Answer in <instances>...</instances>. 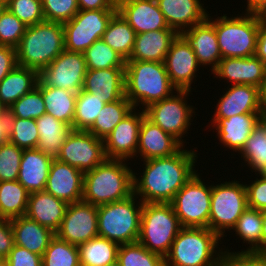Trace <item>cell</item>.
<instances>
[{
	"label": "cell",
	"mask_w": 266,
	"mask_h": 266,
	"mask_svg": "<svg viewBox=\"0 0 266 266\" xmlns=\"http://www.w3.org/2000/svg\"><path fill=\"white\" fill-rule=\"evenodd\" d=\"M36 87L42 92L46 113L69 124L73 129L77 93L61 88L46 87L40 80Z\"/></svg>",
	"instance_id": "cell-34"
},
{
	"label": "cell",
	"mask_w": 266,
	"mask_h": 266,
	"mask_svg": "<svg viewBox=\"0 0 266 266\" xmlns=\"http://www.w3.org/2000/svg\"><path fill=\"white\" fill-rule=\"evenodd\" d=\"M253 181L245 184L248 207L266 211V179L260 176L259 179L256 177Z\"/></svg>",
	"instance_id": "cell-50"
},
{
	"label": "cell",
	"mask_w": 266,
	"mask_h": 266,
	"mask_svg": "<svg viewBox=\"0 0 266 266\" xmlns=\"http://www.w3.org/2000/svg\"><path fill=\"white\" fill-rule=\"evenodd\" d=\"M29 192L18 181L0 182V218L11 220L27 212Z\"/></svg>",
	"instance_id": "cell-36"
},
{
	"label": "cell",
	"mask_w": 266,
	"mask_h": 266,
	"mask_svg": "<svg viewBox=\"0 0 266 266\" xmlns=\"http://www.w3.org/2000/svg\"><path fill=\"white\" fill-rule=\"evenodd\" d=\"M212 74L231 85H252L266 91V65L256 56L222 58Z\"/></svg>",
	"instance_id": "cell-19"
},
{
	"label": "cell",
	"mask_w": 266,
	"mask_h": 266,
	"mask_svg": "<svg viewBox=\"0 0 266 266\" xmlns=\"http://www.w3.org/2000/svg\"><path fill=\"white\" fill-rule=\"evenodd\" d=\"M215 266H266L260 256L225 254Z\"/></svg>",
	"instance_id": "cell-52"
},
{
	"label": "cell",
	"mask_w": 266,
	"mask_h": 266,
	"mask_svg": "<svg viewBox=\"0 0 266 266\" xmlns=\"http://www.w3.org/2000/svg\"><path fill=\"white\" fill-rule=\"evenodd\" d=\"M264 96H265V116H266V91L264 92Z\"/></svg>",
	"instance_id": "cell-67"
},
{
	"label": "cell",
	"mask_w": 266,
	"mask_h": 266,
	"mask_svg": "<svg viewBox=\"0 0 266 266\" xmlns=\"http://www.w3.org/2000/svg\"><path fill=\"white\" fill-rule=\"evenodd\" d=\"M192 91L177 90L174 95L157 101L144 109L146 117L154 124L158 125L163 131L171 134L183 146V136L190 129L191 118L195 109L194 106L188 105L186 99ZM175 93L177 95H175Z\"/></svg>",
	"instance_id": "cell-11"
},
{
	"label": "cell",
	"mask_w": 266,
	"mask_h": 266,
	"mask_svg": "<svg viewBox=\"0 0 266 266\" xmlns=\"http://www.w3.org/2000/svg\"><path fill=\"white\" fill-rule=\"evenodd\" d=\"M0 1L7 5L10 0H0Z\"/></svg>",
	"instance_id": "cell-68"
},
{
	"label": "cell",
	"mask_w": 266,
	"mask_h": 266,
	"mask_svg": "<svg viewBox=\"0 0 266 266\" xmlns=\"http://www.w3.org/2000/svg\"><path fill=\"white\" fill-rule=\"evenodd\" d=\"M39 132L37 149L56 159L61 146L73 130L69 124L57 120L50 114L35 119Z\"/></svg>",
	"instance_id": "cell-32"
},
{
	"label": "cell",
	"mask_w": 266,
	"mask_h": 266,
	"mask_svg": "<svg viewBox=\"0 0 266 266\" xmlns=\"http://www.w3.org/2000/svg\"><path fill=\"white\" fill-rule=\"evenodd\" d=\"M126 161V162H125ZM128 160L105 159L93 170L84 173L82 200L102 205L127 199L134 194V172Z\"/></svg>",
	"instance_id": "cell-2"
},
{
	"label": "cell",
	"mask_w": 266,
	"mask_h": 266,
	"mask_svg": "<svg viewBox=\"0 0 266 266\" xmlns=\"http://www.w3.org/2000/svg\"><path fill=\"white\" fill-rule=\"evenodd\" d=\"M23 149L10 141L0 144V182L18 178Z\"/></svg>",
	"instance_id": "cell-46"
},
{
	"label": "cell",
	"mask_w": 266,
	"mask_h": 266,
	"mask_svg": "<svg viewBox=\"0 0 266 266\" xmlns=\"http://www.w3.org/2000/svg\"><path fill=\"white\" fill-rule=\"evenodd\" d=\"M266 251V211H262L261 255Z\"/></svg>",
	"instance_id": "cell-59"
},
{
	"label": "cell",
	"mask_w": 266,
	"mask_h": 266,
	"mask_svg": "<svg viewBox=\"0 0 266 266\" xmlns=\"http://www.w3.org/2000/svg\"><path fill=\"white\" fill-rule=\"evenodd\" d=\"M182 147L185 148L176 138L163 131L146 116L142 119L136 158L139 154L142 158L141 161L169 157L177 153Z\"/></svg>",
	"instance_id": "cell-22"
},
{
	"label": "cell",
	"mask_w": 266,
	"mask_h": 266,
	"mask_svg": "<svg viewBox=\"0 0 266 266\" xmlns=\"http://www.w3.org/2000/svg\"><path fill=\"white\" fill-rule=\"evenodd\" d=\"M79 10L117 9V0H78Z\"/></svg>",
	"instance_id": "cell-55"
},
{
	"label": "cell",
	"mask_w": 266,
	"mask_h": 266,
	"mask_svg": "<svg viewBox=\"0 0 266 266\" xmlns=\"http://www.w3.org/2000/svg\"><path fill=\"white\" fill-rule=\"evenodd\" d=\"M64 50L63 23L45 20L27 26L16 48L17 65L40 73Z\"/></svg>",
	"instance_id": "cell-4"
},
{
	"label": "cell",
	"mask_w": 266,
	"mask_h": 266,
	"mask_svg": "<svg viewBox=\"0 0 266 266\" xmlns=\"http://www.w3.org/2000/svg\"><path fill=\"white\" fill-rule=\"evenodd\" d=\"M180 35L194 51L198 63L203 67L212 66L210 69L212 72L222 59L214 25L206 18L202 23L181 32Z\"/></svg>",
	"instance_id": "cell-23"
},
{
	"label": "cell",
	"mask_w": 266,
	"mask_h": 266,
	"mask_svg": "<svg viewBox=\"0 0 266 266\" xmlns=\"http://www.w3.org/2000/svg\"><path fill=\"white\" fill-rule=\"evenodd\" d=\"M7 112V109L0 102V116L4 115Z\"/></svg>",
	"instance_id": "cell-62"
},
{
	"label": "cell",
	"mask_w": 266,
	"mask_h": 266,
	"mask_svg": "<svg viewBox=\"0 0 266 266\" xmlns=\"http://www.w3.org/2000/svg\"><path fill=\"white\" fill-rule=\"evenodd\" d=\"M53 160L37 148L24 149L17 180L29 193L44 191Z\"/></svg>",
	"instance_id": "cell-29"
},
{
	"label": "cell",
	"mask_w": 266,
	"mask_h": 266,
	"mask_svg": "<svg viewBox=\"0 0 266 266\" xmlns=\"http://www.w3.org/2000/svg\"><path fill=\"white\" fill-rule=\"evenodd\" d=\"M9 266H42V256L28 249L14 245L6 258Z\"/></svg>",
	"instance_id": "cell-51"
},
{
	"label": "cell",
	"mask_w": 266,
	"mask_h": 266,
	"mask_svg": "<svg viewBox=\"0 0 266 266\" xmlns=\"http://www.w3.org/2000/svg\"><path fill=\"white\" fill-rule=\"evenodd\" d=\"M38 80L36 70L17 65L0 82V102L8 110L13 103L31 92Z\"/></svg>",
	"instance_id": "cell-31"
},
{
	"label": "cell",
	"mask_w": 266,
	"mask_h": 266,
	"mask_svg": "<svg viewBox=\"0 0 266 266\" xmlns=\"http://www.w3.org/2000/svg\"><path fill=\"white\" fill-rule=\"evenodd\" d=\"M82 90L104 103L125 97V68L87 70Z\"/></svg>",
	"instance_id": "cell-24"
},
{
	"label": "cell",
	"mask_w": 266,
	"mask_h": 266,
	"mask_svg": "<svg viewBox=\"0 0 266 266\" xmlns=\"http://www.w3.org/2000/svg\"><path fill=\"white\" fill-rule=\"evenodd\" d=\"M120 266H165V258L146 249L141 243L120 244L117 252Z\"/></svg>",
	"instance_id": "cell-42"
},
{
	"label": "cell",
	"mask_w": 266,
	"mask_h": 266,
	"mask_svg": "<svg viewBox=\"0 0 266 266\" xmlns=\"http://www.w3.org/2000/svg\"><path fill=\"white\" fill-rule=\"evenodd\" d=\"M249 170L257 174L266 165V116L254 126L246 145L239 153ZM257 172V173H256Z\"/></svg>",
	"instance_id": "cell-39"
},
{
	"label": "cell",
	"mask_w": 266,
	"mask_h": 266,
	"mask_svg": "<svg viewBox=\"0 0 266 266\" xmlns=\"http://www.w3.org/2000/svg\"><path fill=\"white\" fill-rule=\"evenodd\" d=\"M246 12L259 15L266 9V0H247Z\"/></svg>",
	"instance_id": "cell-57"
},
{
	"label": "cell",
	"mask_w": 266,
	"mask_h": 266,
	"mask_svg": "<svg viewBox=\"0 0 266 266\" xmlns=\"http://www.w3.org/2000/svg\"><path fill=\"white\" fill-rule=\"evenodd\" d=\"M88 70L125 68L126 60L102 39L96 40L83 52Z\"/></svg>",
	"instance_id": "cell-41"
},
{
	"label": "cell",
	"mask_w": 266,
	"mask_h": 266,
	"mask_svg": "<svg viewBox=\"0 0 266 266\" xmlns=\"http://www.w3.org/2000/svg\"><path fill=\"white\" fill-rule=\"evenodd\" d=\"M183 149V150H182ZM196 150L183 147L169 157L152 158L143 161L142 176L134 172V194L143 203H170L176 193L197 172ZM195 164V165H194Z\"/></svg>",
	"instance_id": "cell-1"
},
{
	"label": "cell",
	"mask_w": 266,
	"mask_h": 266,
	"mask_svg": "<svg viewBox=\"0 0 266 266\" xmlns=\"http://www.w3.org/2000/svg\"><path fill=\"white\" fill-rule=\"evenodd\" d=\"M9 118L37 119L46 113L42 92L35 87L7 110Z\"/></svg>",
	"instance_id": "cell-45"
},
{
	"label": "cell",
	"mask_w": 266,
	"mask_h": 266,
	"mask_svg": "<svg viewBox=\"0 0 266 266\" xmlns=\"http://www.w3.org/2000/svg\"><path fill=\"white\" fill-rule=\"evenodd\" d=\"M223 94L217 100L213 119H228L239 114H265L264 91L258 87L229 85Z\"/></svg>",
	"instance_id": "cell-16"
},
{
	"label": "cell",
	"mask_w": 266,
	"mask_h": 266,
	"mask_svg": "<svg viewBox=\"0 0 266 266\" xmlns=\"http://www.w3.org/2000/svg\"><path fill=\"white\" fill-rule=\"evenodd\" d=\"M46 21L64 23L78 12V0H41Z\"/></svg>",
	"instance_id": "cell-48"
},
{
	"label": "cell",
	"mask_w": 266,
	"mask_h": 266,
	"mask_svg": "<svg viewBox=\"0 0 266 266\" xmlns=\"http://www.w3.org/2000/svg\"><path fill=\"white\" fill-rule=\"evenodd\" d=\"M239 182L234 179L231 182L212 184L208 228L222 239L226 237L224 233L232 230L248 207L245 183Z\"/></svg>",
	"instance_id": "cell-9"
},
{
	"label": "cell",
	"mask_w": 266,
	"mask_h": 266,
	"mask_svg": "<svg viewBox=\"0 0 266 266\" xmlns=\"http://www.w3.org/2000/svg\"><path fill=\"white\" fill-rule=\"evenodd\" d=\"M164 64L172 85L177 90H192L193 79L201 65L186 40L178 34L173 40Z\"/></svg>",
	"instance_id": "cell-18"
},
{
	"label": "cell",
	"mask_w": 266,
	"mask_h": 266,
	"mask_svg": "<svg viewBox=\"0 0 266 266\" xmlns=\"http://www.w3.org/2000/svg\"><path fill=\"white\" fill-rule=\"evenodd\" d=\"M255 56L266 65V24L260 19Z\"/></svg>",
	"instance_id": "cell-56"
},
{
	"label": "cell",
	"mask_w": 266,
	"mask_h": 266,
	"mask_svg": "<svg viewBox=\"0 0 266 266\" xmlns=\"http://www.w3.org/2000/svg\"><path fill=\"white\" fill-rule=\"evenodd\" d=\"M106 103L94 94L80 90L76 97L73 130L88 131Z\"/></svg>",
	"instance_id": "cell-40"
},
{
	"label": "cell",
	"mask_w": 266,
	"mask_h": 266,
	"mask_svg": "<svg viewBox=\"0 0 266 266\" xmlns=\"http://www.w3.org/2000/svg\"><path fill=\"white\" fill-rule=\"evenodd\" d=\"M232 230L244 241L243 243L246 242L250 246L241 252L226 250L225 254L261 256L262 211L247 207Z\"/></svg>",
	"instance_id": "cell-33"
},
{
	"label": "cell",
	"mask_w": 266,
	"mask_h": 266,
	"mask_svg": "<svg viewBox=\"0 0 266 266\" xmlns=\"http://www.w3.org/2000/svg\"><path fill=\"white\" fill-rule=\"evenodd\" d=\"M39 132L35 119L9 118L8 141L21 149H32L38 145Z\"/></svg>",
	"instance_id": "cell-44"
},
{
	"label": "cell",
	"mask_w": 266,
	"mask_h": 266,
	"mask_svg": "<svg viewBox=\"0 0 266 266\" xmlns=\"http://www.w3.org/2000/svg\"><path fill=\"white\" fill-rule=\"evenodd\" d=\"M133 194L127 199L98 206V236L120 244L137 242L143 202ZM140 200V202H139ZM137 202V203H136Z\"/></svg>",
	"instance_id": "cell-7"
},
{
	"label": "cell",
	"mask_w": 266,
	"mask_h": 266,
	"mask_svg": "<svg viewBox=\"0 0 266 266\" xmlns=\"http://www.w3.org/2000/svg\"><path fill=\"white\" fill-rule=\"evenodd\" d=\"M26 28L27 25L6 8L0 16V45L16 49Z\"/></svg>",
	"instance_id": "cell-47"
},
{
	"label": "cell",
	"mask_w": 266,
	"mask_h": 266,
	"mask_svg": "<svg viewBox=\"0 0 266 266\" xmlns=\"http://www.w3.org/2000/svg\"><path fill=\"white\" fill-rule=\"evenodd\" d=\"M107 266H120V263L116 260L115 262L110 263Z\"/></svg>",
	"instance_id": "cell-65"
},
{
	"label": "cell",
	"mask_w": 266,
	"mask_h": 266,
	"mask_svg": "<svg viewBox=\"0 0 266 266\" xmlns=\"http://www.w3.org/2000/svg\"><path fill=\"white\" fill-rule=\"evenodd\" d=\"M87 70L83 53L64 50L39 73V80L46 87L78 93L83 88Z\"/></svg>",
	"instance_id": "cell-14"
},
{
	"label": "cell",
	"mask_w": 266,
	"mask_h": 266,
	"mask_svg": "<svg viewBox=\"0 0 266 266\" xmlns=\"http://www.w3.org/2000/svg\"><path fill=\"white\" fill-rule=\"evenodd\" d=\"M135 36L134 29L117 11L109 21L101 39L127 61L134 47Z\"/></svg>",
	"instance_id": "cell-35"
},
{
	"label": "cell",
	"mask_w": 266,
	"mask_h": 266,
	"mask_svg": "<svg viewBox=\"0 0 266 266\" xmlns=\"http://www.w3.org/2000/svg\"><path fill=\"white\" fill-rule=\"evenodd\" d=\"M117 11L136 34L171 29L156 0H117Z\"/></svg>",
	"instance_id": "cell-21"
},
{
	"label": "cell",
	"mask_w": 266,
	"mask_h": 266,
	"mask_svg": "<svg viewBox=\"0 0 266 266\" xmlns=\"http://www.w3.org/2000/svg\"><path fill=\"white\" fill-rule=\"evenodd\" d=\"M177 89L172 85L164 62L126 61L125 97L134 108H147L154 102L171 96Z\"/></svg>",
	"instance_id": "cell-3"
},
{
	"label": "cell",
	"mask_w": 266,
	"mask_h": 266,
	"mask_svg": "<svg viewBox=\"0 0 266 266\" xmlns=\"http://www.w3.org/2000/svg\"><path fill=\"white\" fill-rule=\"evenodd\" d=\"M258 177L261 176L262 178L266 179V165L258 172Z\"/></svg>",
	"instance_id": "cell-60"
},
{
	"label": "cell",
	"mask_w": 266,
	"mask_h": 266,
	"mask_svg": "<svg viewBox=\"0 0 266 266\" xmlns=\"http://www.w3.org/2000/svg\"><path fill=\"white\" fill-rule=\"evenodd\" d=\"M221 237L203 227H182L169 253L164 257L165 266H215L225 255L219 248Z\"/></svg>",
	"instance_id": "cell-5"
},
{
	"label": "cell",
	"mask_w": 266,
	"mask_h": 266,
	"mask_svg": "<svg viewBox=\"0 0 266 266\" xmlns=\"http://www.w3.org/2000/svg\"><path fill=\"white\" fill-rule=\"evenodd\" d=\"M117 9L79 10L63 23L64 49L83 53L96 40L101 39Z\"/></svg>",
	"instance_id": "cell-12"
},
{
	"label": "cell",
	"mask_w": 266,
	"mask_h": 266,
	"mask_svg": "<svg viewBox=\"0 0 266 266\" xmlns=\"http://www.w3.org/2000/svg\"><path fill=\"white\" fill-rule=\"evenodd\" d=\"M84 173L54 159L50 166L45 191L67 204L79 202L83 195Z\"/></svg>",
	"instance_id": "cell-20"
},
{
	"label": "cell",
	"mask_w": 266,
	"mask_h": 266,
	"mask_svg": "<svg viewBox=\"0 0 266 266\" xmlns=\"http://www.w3.org/2000/svg\"><path fill=\"white\" fill-rule=\"evenodd\" d=\"M259 16H260L261 21H262L263 23L266 24V9H264V10L259 14Z\"/></svg>",
	"instance_id": "cell-61"
},
{
	"label": "cell",
	"mask_w": 266,
	"mask_h": 266,
	"mask_svg": "<svg viewBox=\"0 0 266 266\" xmlns=\"http://www.w3.org/2000/svg\"><path fill=\"white\" fill-rule=\"evenodd\" d=\"M263 262L266 264V251L260 256Z\"/></svg>",
	"instance_id": "cell-66"
},
{
	"label": "cell",
	"mask_w": 266,
	"mask_h": 266,
	"mask_svg": "<svg viewBox=\"0 0 266 266\" xmlns=\"http://www.w3.org/2000/svg\"><path fill=\"white\" fill-rule=\"evenodd\" d=\"M265 114H239L228 119H212L213 129L224 148L240 153L246 145L254 126Z\"/></svg>",
	"instance_id": "cell-26"
},
{
	"label": "cell",
	"mask_w": 266,
	"mask_h": 266,
	"mask_svg": "<svg viewBox=\"0 0 266 266\" xmlns=\"http://www.w3.org/2000/svg\"><path fill=\"white\" fill-rule=\"evenodd\" d=\"M178 33L173 29L153 30L135 36L134 47L127 61L164 62Z\"/></svg>",
	"instance_id": "cell-27"
},
{
	"label": "cell",
	"mask_w": 266,
	"mask_h": 266,
	"mask_svg": "<svg viewBox=\"0 0 266 266\" xmlns=\"http://www.w3.org/2000/svg\"><path fill=\"white\" fill-rule=\"evenodd\" d=\"M80 266H107L117 260L119 244L100 236L78 246Z\"/></svg>",
	"instance_id": "cell-37"
},
{
	"label": "cell",
	"mask_w": 266,
	"mask_h": 266,
	"mask_svg": "<svg viewBox=\"0 0 266 266\" xmlns=\"http://www.w3.org/2000/svg\"><path fill=\"white\" fill-rule=\"evenodd\" d=\"M136 110L134 108L104 139V152L107 159H128L129 161L135 158L140 125L146 116L143 109L140 112Z\"/></svg>",
	"instance_id": "cell-17"
},
{
	"label": "cell",
	"mask_w": 266,
	"mask_h": 266,
	"mask_svg": "<svg viewBox=\"0 0 266 266\" xmlns=\"http://www.w3.org/2000/svg\"><path fill=\"white\" fill-rule=\"evenodd\" d=\"M156 1L167 25L178 34L202 23L209 13L200 0Z\"/></svg>",
	"instance_id": "cell-25"
},
{
	"label": "cell",
	"mask_w": 266,
	"mask_h": 266,
	"mask_svg": "<svg viewBox=\"0 0 266 266\" xmlns=\"http://www.w3.org/2000/svg\"><path fill=\"white\" fill-rule=\"evenodd\" d=\"M42 266H80L78 246L55 235L42 255Z\"/></svg>",
	"instance_id": "cell-43"
},
{
	"label": "cell",
	"mask_w": 266,
	"mask_h": 266,
	"mask_svg": "<svg viewBox=\"0 0 266 266\" xmlns=\"http://www.w3.org/2000/svg\"><path fill=\"white\" fill-rule=\"evenodd\" d=\"M98 206L83 200L68 204L55 235L70 244L79 246L98 236Z\"/></svg>",
	"instance_id": "cell-15"
},
{
	"label": "cell",
	"mask_w": 266,
	"mask_h": 266,
	"mask_svg": "<svg viewBox=\"0 0 266 266\" xmlns=\"http://www.w3.org/2000/svg\"><path fill=\"white\" fill-rule=\"evenodd\" d=\"M199 175L196 172L170 202L182 227L208 228L212 185H205Z\"/></svg>",
	"instance_id": "cell-10"
},
{
	"label": "cell",
	"mask_w": 266,
	"mask_h": 266,
	"mask_svg": "<svg viewBox=\"0 0 266 266\" xmlns=\"http://www.w3.org/2000/svg\"><path fill=\"white\" fill-rule=\"evenodd\" d=\"M133 109V105L126 97L106 103L88 132L104 140Z\"/></svg>",
	"instance_id": "cell-38"
},
{
	"label": "cell",
	"mask_w": 266,
	"mask_h": 266,
	"mask_svg": "<svg viewBox=\"0 0 266 266\" xmlns=\"http://www.w3.org/2000/svg\"><path fill=\"white\" fill-rule=\"evenodd\" d=\"M68 204L44 191L29 193L26 216L54 233L59 229Z\"/></svg>",
	"instance_id": "cell-28"
},
{
	"label": "cell",
	"mask_w": 266,
	"mask_h": 266,
	"mask_svg": "<svg viewBox=\"0 0 266 266\" xmlns=\"http://www.w3.org/2000/svg\"><path fill=\"white\" fill-rule=\"evenodd\" d=\"M6 8L27 26L45 21L41 0H10Z\"/></svg>",
	"instance_id": "cell-49"
},
{
	"label": "cell",
	"mask_w": 266,
	"mask_h": 266,
	"mask_svg": "<svg viewBox=\"0 0 266 266\" xmlns=\"http://www.w3.org/2000/svg\"><path fill=\"white\" fill-rule=\"evenodd\" d=\"M182 226L170 203H143L138 242L165 257Z\"/></svg>",
	"instance_id": "cell-8"
},
{
	"label": "cell",
	"mask_w": 266,
	"mask_h": 266,
	"mask_svg": "<svg viewBox=\"0 0 266 266\" xmlns=\"http://www.w3.org/2000/svg\"><path fill=\"white\" fill-rule=\"evenodd\" d=\"M17 66L16 49L0 45V82Z\"/></svg>",
	"instance_id": "cell-54"
},
{
	"label": "cell",
	"mask_w": 266,
	"mask_h": 266,
	"mask_svg": "<svg viewBox=\"0 0 266 266\" xmlns=\"http://www.w3.org/2000/svg\"><path fill=\"white\" fill-rule=\"evenodd\" d=\"M15 245L11 222L0 218V258L6 259Z\"/></svg>",
	"instance_id": "cell-53"
},
{
	"label": "cell",
	"mask_w": 266,
	"mask_h": 266,
	"mask_svg": "<svg viewBox=\"0 0 266 266\" xmlns=\"http://www.w3.org/2000/svg\"><path fill=\"white\" fill-rule=\"evenodd\" d=\"M9 138V117L8 112L0 116V144L8 141Z\"/></svg>",
	"instance_id": "cell-58"
},
{
	"label": "cell",
	"mask_w": 266,
	"mask_h": 266,
	"mask_svg": "<svg viewBox=\"0 0 266 266\" xmlns=\"http://www.w3.org/2000/svg\"><path fill=\"white\" fill-rule=\"evenodd\" d=\"M56 159L83 173L93 170L106 159L104 140L96 138L88 131L72 130Z\"/></svg>",
	"instance_id": "cell-13"
},
{
	"label": "cell",
	"mask_w": 266,
	"mask_h": 266,
	"mask_svg": "<svg viewBox=\"0 0 266 266\" xmlns=\"http://www.w3.org/2000/svg\"><path fill=\"white\" fill-rule=\"evenodd\" d=\"M15 245L30 252L43 255L55 233L48 227L28 218L26 215L10 220Z\"/></svg>",
	"instance_id": "cell-30"
},
{
	"label": "cell",
	"mask_w": 266,
	"mask_h": 266,
	"mask_svg": "<svg viewBox=\"0 0 266 266\" xmlns=\"http://www.w3.org/2000/svg\"><path fill=\"white\" fill-rule=\"evenodd\" d=\"M0 266H9L8 261L4 258H0Z\"/></svg>",
	"instance_id": "cell-63"
},
{
	"label": "cell",
	"mask_w": 266,
	"mask_h": 266,
	"mask_svg": "<svg viewBox=\"0 0 266 266\" xmlns=\"http://www.w3.org/2000/svg\"><path fill=\"white\" fill-rule=\"evenodd\" d=\"M6 9V4H4L3 2L0 1V16L2 14V12Z\"/></svg>",
	"instance_id": "cell-64"
},
{
	"label": "cell",
	"mask_w": 266,
	"mask_h": 266,
	"mask_svg": "<svg viewBox=\"0 0 266 266\" xmlns=\"http://www.w3.org/2000/svg\"><path fill=\"white\" fill-rule=\"evenodd\" d=\"M217 42L222 58H249L255 56L260 16L245 12L243 15L227 17L226 14L213 20ZM211 18V19H210Z\"/></svg>",
	"instance_id": "cell-6"
}]
</instances>
